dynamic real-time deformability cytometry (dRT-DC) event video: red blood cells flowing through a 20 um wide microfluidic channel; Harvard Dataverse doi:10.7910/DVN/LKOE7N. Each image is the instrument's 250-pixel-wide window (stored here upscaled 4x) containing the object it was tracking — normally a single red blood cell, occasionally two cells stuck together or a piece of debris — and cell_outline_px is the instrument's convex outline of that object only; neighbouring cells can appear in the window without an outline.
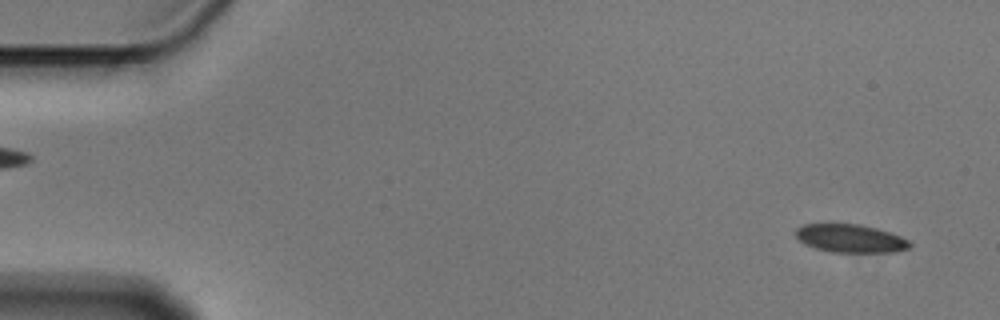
{"species": "Egyptian fruit bat (a non-hibernating species)", "species_latin": "Rousettus aegyptiacus", "temperature_condition": "cold", "stored_images_in_passage": 2, "segment_of_instrument_passage": [2, 2], "camera_frame_rate_fps": 3000, "um_per_image_px": 0.085, "animal": {"sex": "male"}, "frame": {"image": 1, "passage_image": 2, "time_ms": 0.333, "image_size_px": [1000, 320], "cell_outline_px": [[912, 244], [908, 248], [892, 252], [832, 252], [816, 248], [804, 244], [796, 236], [796, 228], [804, 224], [860, 224], [876, 228], [900, 236], [908, 240]], "centroid_in_image_um": [72.27, 20.26], "position_along_channel_um": 12.7, "area_um2": 18.55}}